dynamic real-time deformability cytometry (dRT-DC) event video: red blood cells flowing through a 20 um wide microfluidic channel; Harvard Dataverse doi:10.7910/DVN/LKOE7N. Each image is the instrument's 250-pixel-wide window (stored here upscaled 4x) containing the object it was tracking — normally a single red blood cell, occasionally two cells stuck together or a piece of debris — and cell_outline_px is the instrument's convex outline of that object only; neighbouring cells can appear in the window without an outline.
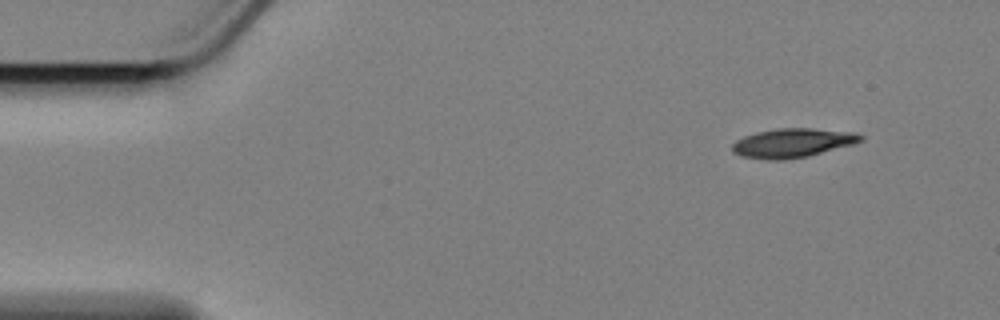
{"species": "Egyptian fruit bat (a non-hibernating species)", "species_latin": "Rousettus aegyptiacus", "temperature_condition": "cold", "stored_images_in_passage": 53, "camera_frame_rate_fps": 3000, "um_per_image_px": 0.085, "animal": {"sex": "female"}, "frame": {"image": 1, "passage_image": 1, "time_ms": 0.0, "image_size_px": [1000, 320], "cell_outline_px": [[864, 140], [852, 144], [808, 156], [780, 160], [768, 160], [744, 156], [736, 152], [732, 148], [732, 144], [736, 140], [744, 136], [760, 132], [780, 128], [812, 128], [852, 132], [864, 136]], "centroid_in_image_um": [67.4, 12.14], "position_along_channel_um": 17.6, "area_um2": 21.33}}
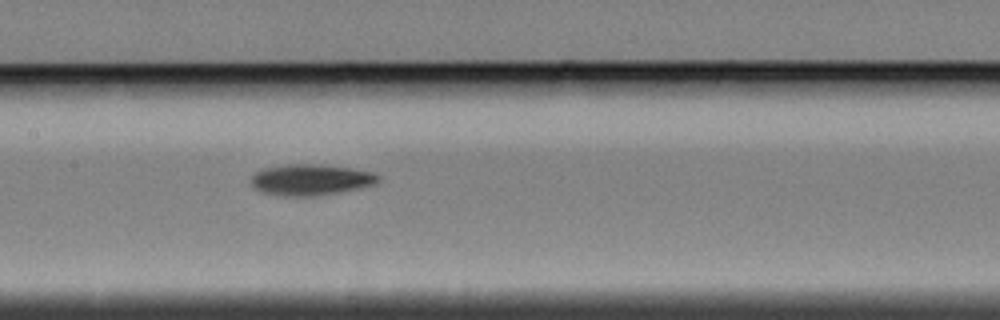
{"frame": {"image": 2, "passage_image": 23, "time_ms": 7.333, "image_size_px": [1000, 320], "cell_outline_px": [[380, 180], [372, 184], [360, 188], [316, 196], [284, 196], [264, 192], [252, 188], [252, 176], [256, 172], [264, 168], [288, 164], [320, 164], [352, 168], [372, 172], [380, 176]], "centroid_in_image_um": [26.41, 15.27], "position_along_channel_um": 181.0, "area_um2": 22.95}}
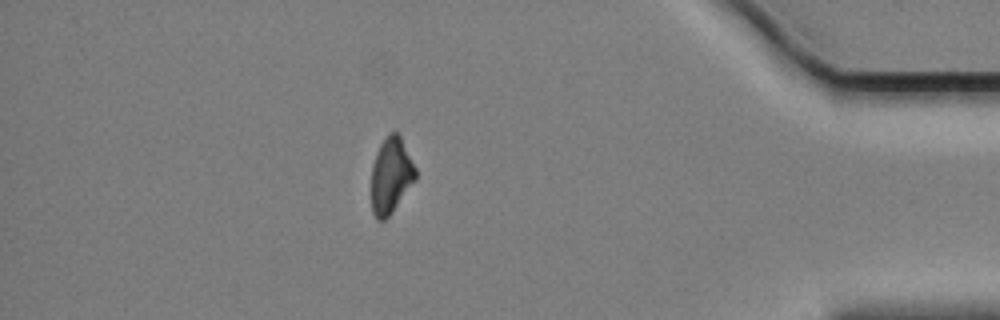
{"frame": {"image": 3, "passage_image": 46, "time_ms": 15.0, "image_size_px": [1000, 320], "cell_outline_px": [[416, 180], [392, 212], [384, 220], [376, 220], [372, 212], [372, 164], [376, 152], [380, 144], [388, 132], [396, 132], [400, 136], [416, 168]], "centroid_in_image_um": [33.23, 14.91], "position_along_channel_um": 402.0, "area_um2": 19.54}, "authors_computed_cell_mechanics": {"area_um2": 21.6172, "velocity_mm_per_s": 3.4198, "shape_relaxation_time_tau1_ms": 2.6544, "shape_relaxation_time_tau2_ms": null, "deformation_change_tau1": 0.128, "deformation_change_tau2": null}}